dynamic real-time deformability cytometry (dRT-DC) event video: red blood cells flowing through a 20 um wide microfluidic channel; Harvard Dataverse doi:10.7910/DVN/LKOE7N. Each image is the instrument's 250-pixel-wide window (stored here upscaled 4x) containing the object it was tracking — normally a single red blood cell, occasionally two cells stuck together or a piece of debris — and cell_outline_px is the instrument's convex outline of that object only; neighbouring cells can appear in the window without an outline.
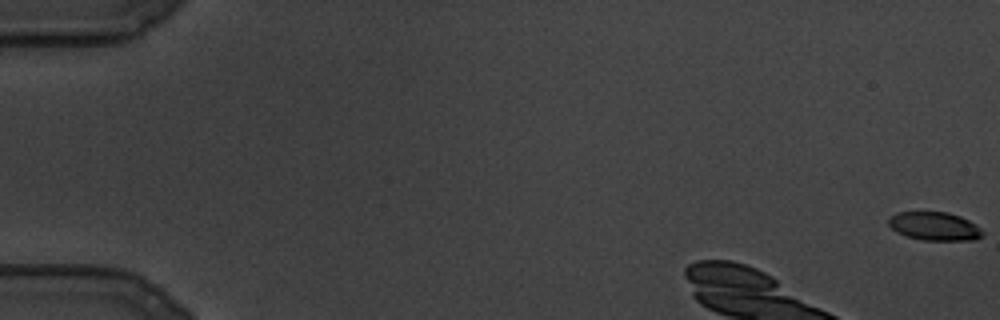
{"species": "common noctule bat (a hibernating species)", "species_latin": "Nyctalus noctula", "temperature_condition": "cold", "stored_images_in_passage": 20, "camera_frame_rate_fps": 3000, "um_per_image_px": 0.085, "animal": {"sex": "male", "body_mass_g": 19.5, "forearm_length_mm": 54.6}, "frame": {"image": 1, "passage_image": 1, "time_ms": 0.0, "image_size_px": [1000, 320], "cell_outline_px": [[984, 236], [972, 240], [924, 240], [908, 236], [896, 232], [888, 224], [888, 216], [896, 212], [948, 212], [960, 216], [976, 224], [984, 232]], "centroid_in_image_um": [79.43, 19.22], "position_along_channel_um": 5.6, "area_um2": 15.66}}